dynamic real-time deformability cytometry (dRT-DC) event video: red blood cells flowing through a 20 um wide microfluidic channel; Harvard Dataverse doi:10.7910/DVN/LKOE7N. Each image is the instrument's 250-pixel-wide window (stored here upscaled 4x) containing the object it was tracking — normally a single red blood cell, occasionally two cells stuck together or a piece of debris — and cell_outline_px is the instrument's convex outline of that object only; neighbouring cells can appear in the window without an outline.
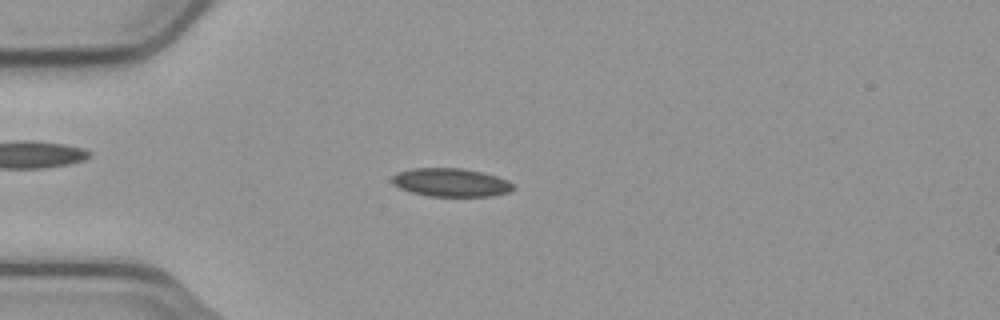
{"species": "common noctule bat (a hibernating species)", "species_latin": "Nyctalus noctula", "temperature_condition": "cold", "stored_images_in_passage": 49, "camera_frame_rate_fps": 3000, "um_per_image_px": 0.085, "animal": {"sex": "male", "body_mass_g": 23.1, "forearm_length_mm": 52.7}, "frame": {"image": 1, "passage_image": 9, "time_ms": 2.667, "image_size_px": [1000, 320], "cell_outline_px": [[512, 188], [508, 192], [488, 196], [428, 196], [412, 192], [400, 188], [392, 184], [392, 176], [396, 172], [412, 168], [464, 168], [496, 176], [508, 180], [512, 184]], "centroid_in_image_um": [38.27, 15.5], "position_along_channel_um": 46.7, "area_um2": 19.88}}
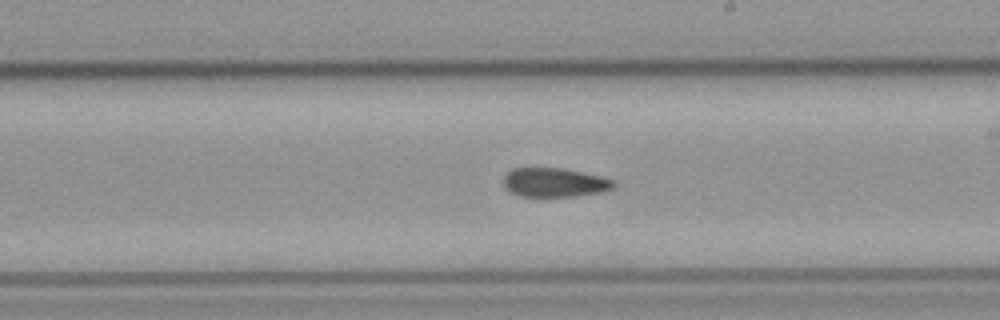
{"frame": {"image": 2, "passage_image": 26, "time_ms": 8.333, "image_size_px": [1000, 320], "cell_outline_px": [[616, 184], [612, 188], [600, 192], [576, 196], [544, 200], [536, 200], [520, 196], [512, 192], [504, 184], [504, 176], [512, 168], [564, 168], [600, 176], [612, 180]], "centroid_in_image_um": [47.1, 15.56], "position_along_channel_um": 241.9, "area_um2": 19.31}}
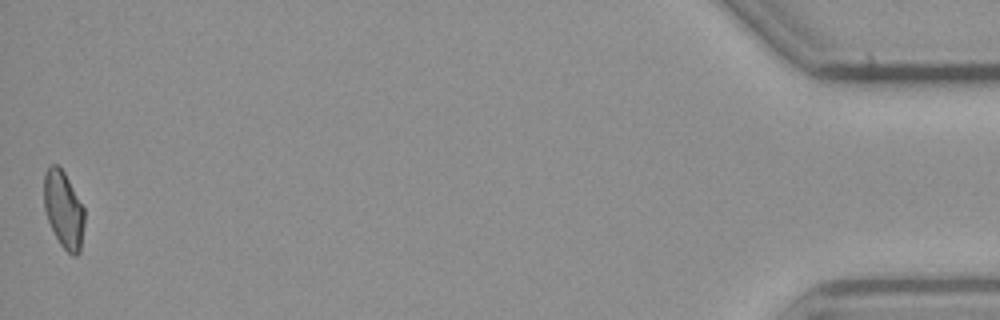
{"frame": {"image": 3, "passage_image": 49, "time_ms": 16.0, "image_size_px": [1000, 320], "cell_outline_px": [[84, 224], [80, 252], [76, 256], [72, 256], [60, 244], [48, 220], [44, 208], [44, 172], [48, 164], [56, 164], [64, 172], [84, 208]], "centroid_in_image_um": [5.4, 17.8], "position_along_channel_um": 429.8, "area_um2": 18.09}, "authors_computed_cell_mechanics": {"area_um2": 19.4208, "velocity_mm_per_s": 3.749, "shape_relaxation_time_tau1_ms": null, "shape_relaxation_time_tau2_ms": 6.7617, "deformation_change_tau1": null, "deformation_change_tau2": 0.1154}}